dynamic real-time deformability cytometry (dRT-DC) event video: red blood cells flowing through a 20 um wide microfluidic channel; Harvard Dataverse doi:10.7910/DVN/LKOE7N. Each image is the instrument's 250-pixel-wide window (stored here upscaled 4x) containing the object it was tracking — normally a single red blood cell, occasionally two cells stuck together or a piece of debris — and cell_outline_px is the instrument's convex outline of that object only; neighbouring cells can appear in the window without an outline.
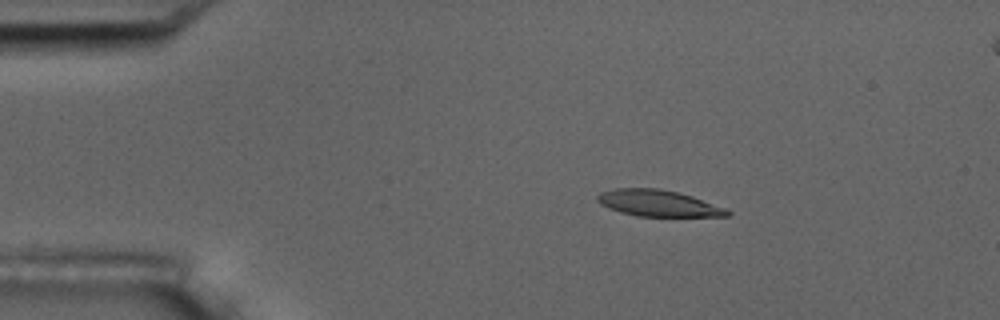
{"species": "common noctule bat (a hibernating species)", "species_latin": "Nyctalus noctula", "temperature_condition": "room temperature", "stored_images_in_passage": 3, "camera_frame_rate_fps": 3000, "um_per_image_px": 0.085, "animal": {"sex": "male", "body_mass_g": 17.5, "forearm_length_mm": 52.3}, "frame": {"image": 1, "passage_image": 2, "time_ms": 1.333, "image_size_px": [1000, 320], "cell_outline_px": [[732, 212], [728, 216], [636, 216], [620, 212], [608, 208], [600, 204], [596, 200], [596, 196], [600, 192], [616, 188], [660, 188], [692, 196], [724, 208]], "centroid_in_image_um": [55.89, 17.27], "position_along_channel_um": 29.1, "area_um2": 19.88}}